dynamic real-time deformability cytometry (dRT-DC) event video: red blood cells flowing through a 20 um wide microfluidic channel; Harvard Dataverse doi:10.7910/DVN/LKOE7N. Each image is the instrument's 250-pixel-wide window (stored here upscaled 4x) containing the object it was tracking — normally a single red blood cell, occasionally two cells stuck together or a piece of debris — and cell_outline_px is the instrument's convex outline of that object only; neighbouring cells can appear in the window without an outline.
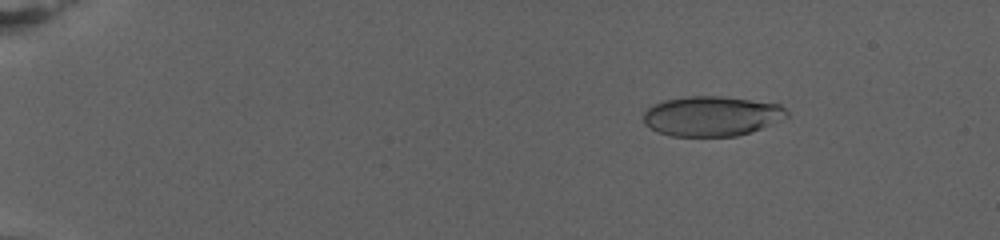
{"species": "human", "species_latin": "Homo sapiens", "temperature_condition": "warm", "stored_images_in_passage": 80, "camera_frame_rate_fps": 3000, "um_per_image_px": 0.085, "donor": {"sex": "female"}, "frame": {"image": 1, "passage_image": 13, "time_ms": 4.0, "image_size_px": [1000, 240], "cell_outline_px": [[788, 116], [752, 132], [736, 136], [672, 136], [656, 132], [644, 124], [644, 112], [652, 104], [664, 100], [688, 96], [720, 96], [780, 104], [788, 112]], "centroid_in_image_um": [60.45, 9.87], "position_along_channel_um": 24.5, "area_um2": 33.35}}
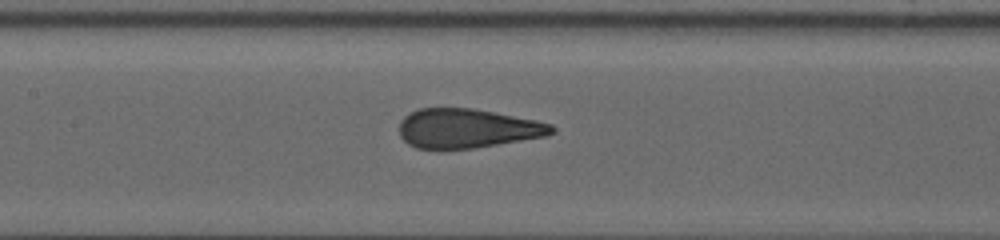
{"frame": {"image": 2, "passage_image": 42, "time_ms": 13.667, "image_size_px": [1000, 240], "cell_outline_px": [[556, 132], [544, 136], [472, 148], [416, 148], [408, 144], [400, 136], [400, 120], [404, 116], [420, 108], [472, 108], [496, 112], [536, 120], [552, 124], [556, 128]], "centroid_in_image_um": [39.72, 10.9], "position_along_channel_um": 167.7, "area_um2": 34.62}}
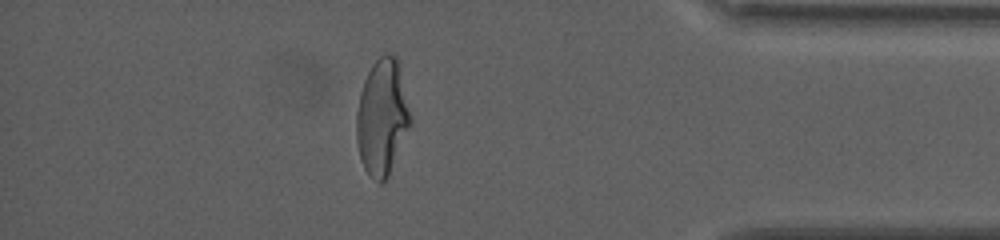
{"frame": {"image": 3, "passage_image": 71, "time_ms": 23.333, "image_size_px": [1000, 240], "cell_outline_px": [[412, 124], [388, 176], [380, 184], [364, 168], [360, 160], [356, 140], [356, 112], [360, 92], [364, 80], [372, 64], [380, 56], [388, 52], [392, 52], [400, 60], [412, 120]], "centroid_in_image_um": [32.51, 9.9], "position_along_channel_um": 402.7, "area_um2": 37.11}, "authors_computed_cell_mechanics": {"area_um2": 35.6626, "velocity_mm_per_s": 2.7155, "shape_relaxation_time_tau1_ms": 8.8732, "shape_relaxation_time_tau2_ms": null, "deformation_change_tau1": 0.2617, "deformation_change_tau2": null}}